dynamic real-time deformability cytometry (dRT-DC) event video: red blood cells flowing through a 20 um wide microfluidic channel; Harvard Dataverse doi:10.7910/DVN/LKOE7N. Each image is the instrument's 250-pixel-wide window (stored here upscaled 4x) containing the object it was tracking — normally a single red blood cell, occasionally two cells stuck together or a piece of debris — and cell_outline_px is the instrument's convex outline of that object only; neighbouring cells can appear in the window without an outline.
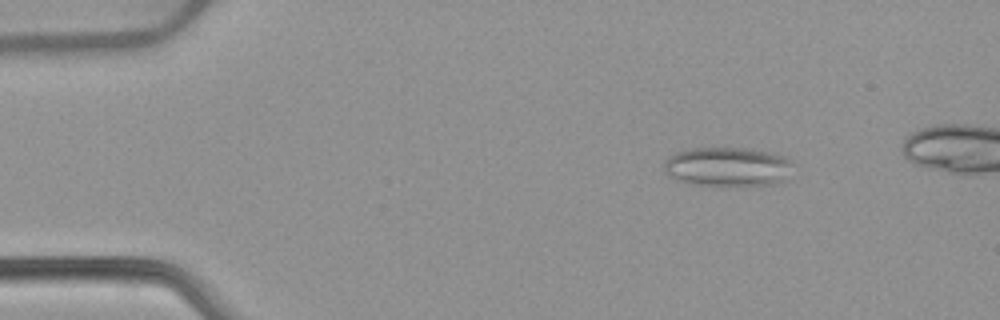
{"species": "common noctule bat (a hibernating species)", "species_latin": "Nyctalus noctula", "temperature_condition": "warm", "stored_images_in_passage": 5, "camera_frame_rate_fps": 3000, "um_per_image_px": 0.085, "animal": {"sex": "female", "body_mass_g": 22.7, "forearm_length_mm": 54.2}, "frame": {"image": 1, "passage_image": 2, "time_ms": 1.333, "image_size_px": [1000, 320], "cell_outline_px": [[788, 180], [772, 184], [728, 188], [724, 188], [692, 184], [676, 180], [668, 176], [664, 172], [664, 160], [676, 152], [688, 148], [748, 148], [772, 152], [784, 156], [788, 160]], "centroid_in_image_um": [61.79, 14.21], "position_along_channel_um": 23.2, "area_um2": 30.35}}